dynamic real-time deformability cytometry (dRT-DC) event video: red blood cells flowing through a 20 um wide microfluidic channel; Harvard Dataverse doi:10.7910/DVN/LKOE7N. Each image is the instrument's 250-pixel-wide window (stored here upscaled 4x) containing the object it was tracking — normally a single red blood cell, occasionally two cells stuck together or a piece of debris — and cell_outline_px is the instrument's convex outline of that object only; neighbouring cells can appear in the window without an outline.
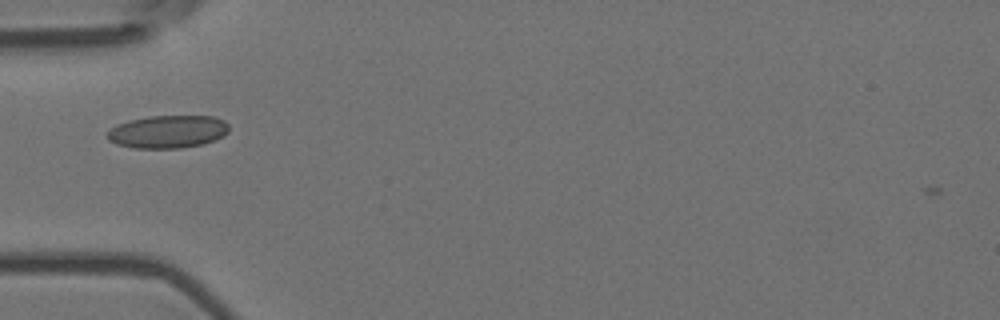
{"species": "Egyptian fruit bat (a non-hibernating species)", "species_latin": "Rousettus aegyptiacus", "temperature_condition": "room temperature", "stored_images_in_passage": 19, "camera_frame_rate_fps": 3000, "um_per_image_px": 0.085, "animal": {"sex": "female"}, "frame": {"image": 1, "passage_image": 2, "time_ms": 0.333, "image_size_px": [1000, 320], "cell_outline_px": [[228, 132], [224, 136], [216, 140], [204, 144], [180, 148], [136, 148], [116, 144], [108, 140], [108, 132], [116, 124], [128, 120], [148, 116], [212, 116], [224, 120], [228, 124]], "centroid_in_image_um": [14.28, 11.19], "position_along_channel_um": 70.7, "area_um2": 23.41}}
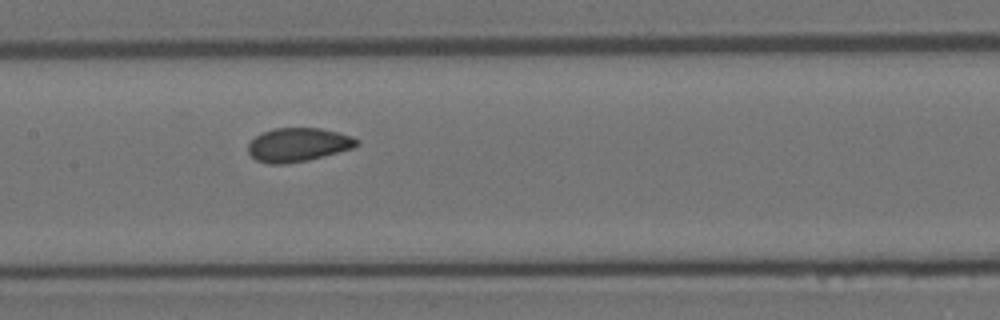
{"frame": {"image": 2, "passage_image": 11, "time_ms": 3.333, "image_size_px": [1000, 320], "cell_outline_px": [[360, 144], [352, 148], [308, 160], [284, 164], [268, 164], [256, 160], [248, 152], [248, 144], [256, 136], [272, 128], [320, 128], [352, 136], [360, 140]], "centroid_in_image_um": [25.34, 12.3], "position_along_channel_um": 182.1, "area_um2": 21.27}}
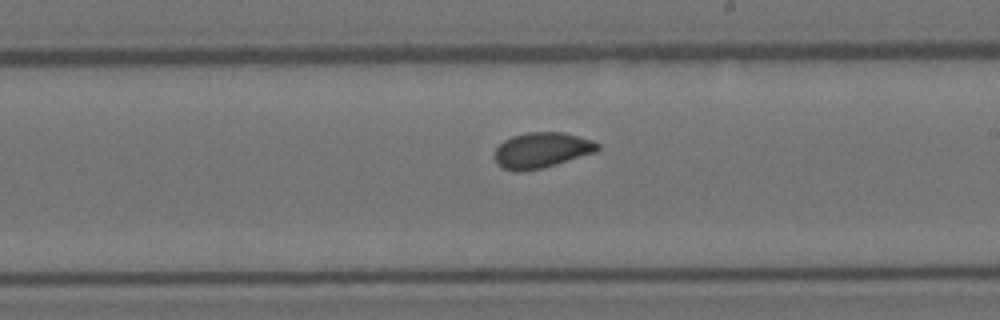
{"frame": {"image": 3, "passage_image": 16, "time_ms": 5.0, "image_size_px": [1000, 320], "cell_outline_px": [[600, 148], [596, 152], [540, 168], [520, 172], [516, 172], [504, 168], [496, 164], [496, 148], [504, 140], [512, 136], [528, 132], [564, 132], [592, 140], [600, 144]], "centroid_in_image_um": [46.05, 12.75], "position_along_channel_um": 243.0, "area_um2": 21.1}}